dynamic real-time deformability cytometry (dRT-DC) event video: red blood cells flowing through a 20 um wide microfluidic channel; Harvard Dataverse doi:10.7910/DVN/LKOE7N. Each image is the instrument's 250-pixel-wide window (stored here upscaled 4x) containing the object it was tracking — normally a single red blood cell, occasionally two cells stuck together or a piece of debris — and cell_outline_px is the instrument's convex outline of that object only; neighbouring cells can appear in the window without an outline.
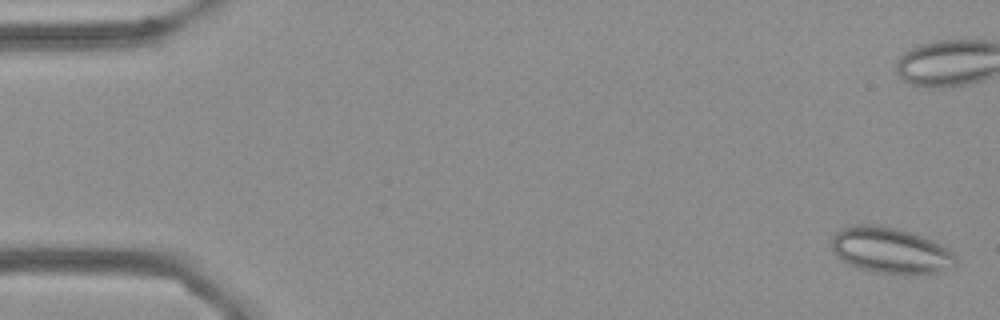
{"species": "Egyptian fruit bat (a non-hibernating species)", "species_latin": "Rousettus aegyptiacus", "temperature_condition": "cold", "stored_images_in_passage": 6, "camera_frame_rate_fps": 3000, "um_per_image_px": 0.085, "frame": {"image": 1, "passage_image": 1, "time_ms": 0.0, "image_size_px": [1000, 320], "cell_outline_px": [[956, 268], [940, 272], [876, 272], [860, 268], [844, 260], [832, 248], [832, 236], [840, 228], [852, 224], [880, 224], [912, 232], [932, 240], [948, 248], [956, 256]], "centroid_in_image_um": [75.73, 21.24], "position_along_channel_um": 9.3, "area_um2": 32.83}}